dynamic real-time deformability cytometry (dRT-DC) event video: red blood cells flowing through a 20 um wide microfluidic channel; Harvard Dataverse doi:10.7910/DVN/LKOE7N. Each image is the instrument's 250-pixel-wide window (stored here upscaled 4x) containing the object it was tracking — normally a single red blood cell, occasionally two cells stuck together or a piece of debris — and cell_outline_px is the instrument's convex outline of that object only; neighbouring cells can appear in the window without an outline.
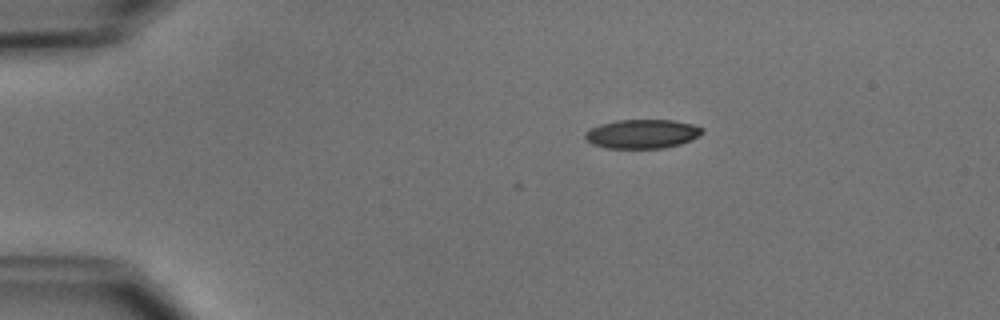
{"species": "common noctule bat (a hibernating species)", "species_latin": "Nyctalus noctula", "temperature_condition": "cold", "stored_images_in_passage": 4, "camera_frame_rate_fps": 3000, "um_per_image_px": 0.085, "animal": {"sex": "male", "body_mass_g": 15.6}, "frame": {"image": 1, "passage_image": 4, "time_ms": 1.0, "image_size_px": [1000, 320], "cell_outline_px": [[704, 132], [680, 144], [664, 148], [604, 148], [592, 144], [584, 140], [584, 132], [600, 124], [616, 120], [672, 120], [692, 124], [704, 128]], "centroid_in_image_um": [54.53, 11.38], "position_along_channel_um": 30.5, "area_um2": 19.83}}